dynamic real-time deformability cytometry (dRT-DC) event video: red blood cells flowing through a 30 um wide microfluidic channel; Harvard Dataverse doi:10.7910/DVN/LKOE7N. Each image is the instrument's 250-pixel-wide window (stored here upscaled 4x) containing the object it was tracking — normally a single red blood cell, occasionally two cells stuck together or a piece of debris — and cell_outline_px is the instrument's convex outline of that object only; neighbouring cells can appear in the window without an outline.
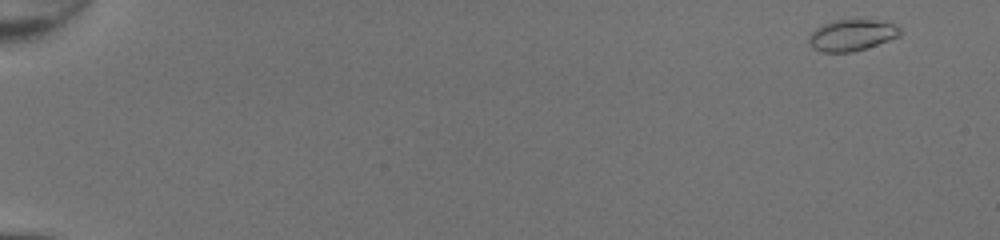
{"species": "common noctule bat (a hibernating species)", "species_latin": "Nyctalus noctula", "temperature_condition": "room temperature", "stored_images_in_passage": 48, "camera_frame_rate_fps": 3000, "um_per_image_px": 0.085, "animal": {"sex": "female", "body_mass_g": 20.0, "forearm_length_mm": 54.0}, "frame": {"image": 1, "passage_image": 1, "time_ms": 0.0, "image_size_px": [1000, 240], "cell_outline_px": [[900, 36], [852, 52], [824, 52], [812, 48], [808, 40], [808, 36], [816, 28], [832, 20], [860, 16], [892, 24], [900, 28]], "centroid_in_image_um": [72.38, 2.93], "position_along_channel_um": 12.6, "area_um2": 16.99}}
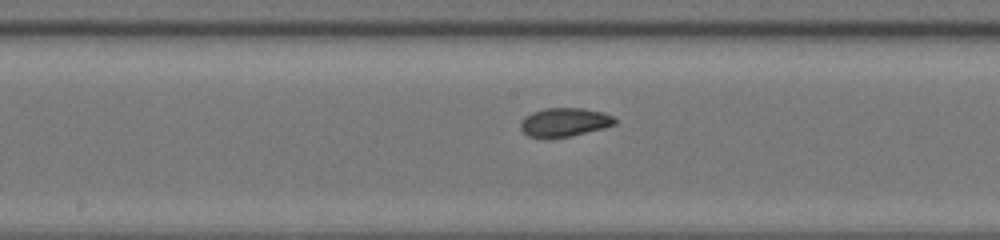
{"frame": {"image": 2, "passage_image": 27, "time_ms": 8.667, "image_size_px": [1000, 240], "cell_outline_px": [[616, 124], [604, 128], [568, 136], [544, 140], [528, 136], [520, 128], [520, 120], [524, 116], [532, 112], [544, 108], [584, 108], [604, 112], [612, 116], [616, 120]], "centroid_in_image_um": [47.93, 10.4], "position_along_channel_um": 200.3, "area_um2": 16.13}}
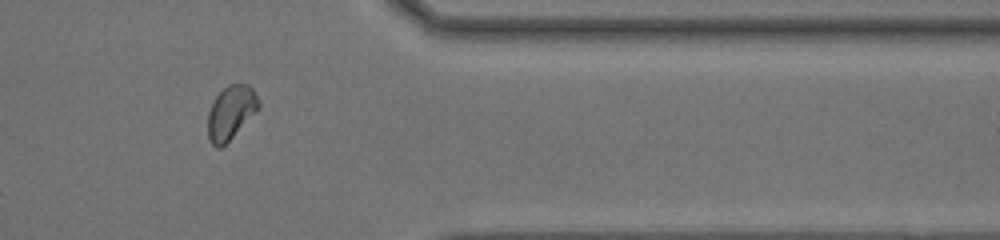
{"frame": {"image": 3, "passage_image": 41, "time_ms": 13.333, "image_size_px": [1000, 240], "cell_outline_px": [[260, 108], [220, 148], [216, 148], [212, 144], [208, 136], [208, 112], [216, 96], [228, 84], [248, 84], [252, 88], [260, 104]], "centroid_in_image_um": [19.62, 9.55], "position_along_channel_um": 391.8, "area_um2": 15.55}, "authors_computed_cell_mechanics": {"area_um2": 15.8083, "velocity_mm_per_s": 4.3226, "shape_relaxation_time_tau1_ms": 3.268, "shape_relaxation_time_tau2_ms": 1.3471, "deformation_change_tau1": 0.12, "deformation_change_tau2": 0.0416}}